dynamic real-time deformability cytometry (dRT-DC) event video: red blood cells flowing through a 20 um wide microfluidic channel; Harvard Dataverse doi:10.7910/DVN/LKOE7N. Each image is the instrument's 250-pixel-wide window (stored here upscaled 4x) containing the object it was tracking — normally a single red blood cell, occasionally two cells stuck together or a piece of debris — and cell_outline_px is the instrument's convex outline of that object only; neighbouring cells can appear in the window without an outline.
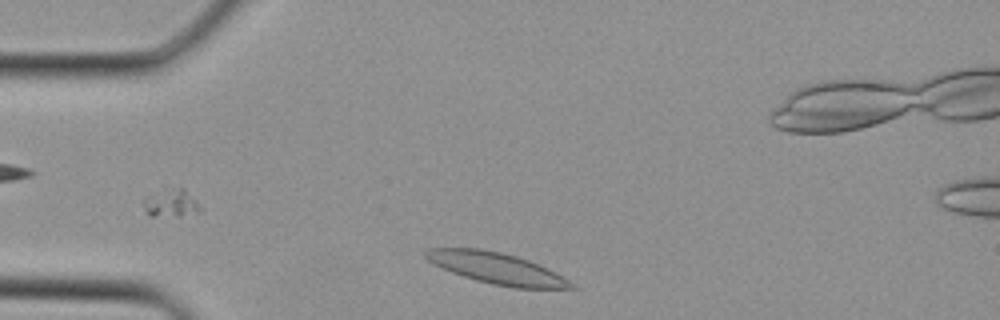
{"species": "Egyptian fruit bat (a non-hibernating species)", "species_latin": "Rousettus aegyptiacus", "temperature_condition": "cold", "stored_images_in_passage": 26, "camera_frame_rate_fps": 3000, "um_per_image_px": 0.085, "animal": {"sex": "female"}, "frame": {"image": 1, "passage_image": 1, "time_ms": 0.0, "image_size_px": [1000, 320], "cell_outline_px": [[580, 288], [512, 288], [492, 284], [476, 280], [452, 272], [428, 260], [424, 256], [424, 252], [428, 248], [480, 248], [500, 252], [516, 256], [540, 264], [556, 272], [576, 284]], "centroid_in_image_um": [42.27, 22.81], "position_along_channel_um": 42.7, "area_um2": 26.47}}
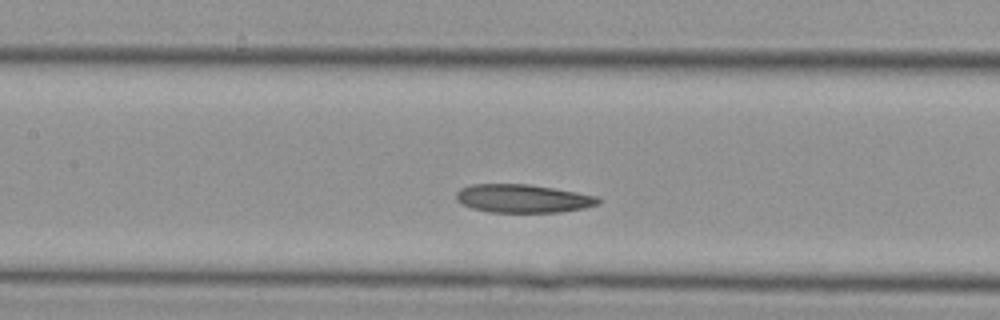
{"frame": {"image": 2, "passage_image": 9, "time_ms": 2.667, "image_size_px": [1000, 320], "cell_outline_px": [[600, 200], [596, 204], [584, 208], [560, 212], [488, 212], [472, 208], [456, 200], [456, 192], [460, 188], [472, 184], [528, 184], [576, 192], [596, 196]], "centroid_in_image_um": [44.4, 16.87], "position_along_channel_um": 163.0, "area_um2": 23.24}}
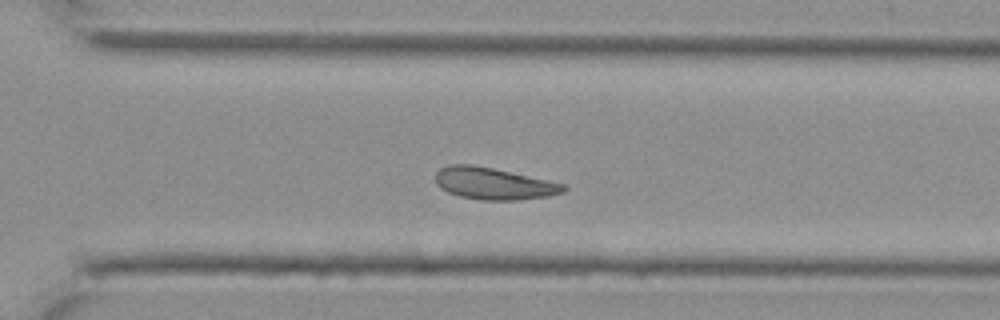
{"frame": {"image": 3, "passage_image": 18, "time_ms": 5.667, "image_size_px": [1000, 320], "cell_outline_px": [[568, 188], [564, 192], [548, 196], [516, 200], [480, 200], [460, 196], [448, 192], [440, 188], [436, 184], [436, 172], [440, 168], [448, 164], [472, 164], [492, 168], [568, 184]], "centroid_in_image_um": [41.98, 15.6], "position_along_channel_um": 328.6, "area_um2": 23.93}}